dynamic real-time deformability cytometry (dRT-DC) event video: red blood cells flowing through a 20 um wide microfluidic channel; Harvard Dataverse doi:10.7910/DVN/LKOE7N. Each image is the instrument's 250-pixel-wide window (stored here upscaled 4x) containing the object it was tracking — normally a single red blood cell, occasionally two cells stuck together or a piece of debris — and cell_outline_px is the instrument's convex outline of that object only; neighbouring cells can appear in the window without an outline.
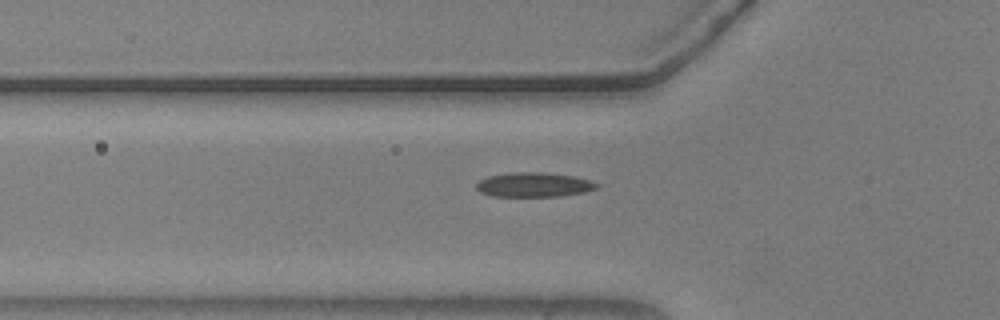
{"species": "common noctule bat (a hibernating species)", "species_latin": "Nyctalus noctula", "temperature_condition": "warm", "stored_images_in_passage": 13, "camera_frame_rate_fps": 3000, "um_per_image_px": 0.085, "animal": {"sex": "male", "body_mass_g": 20.5, "forearm_length_mm": 52.5}, "frame": {"image": 1, "passage_image": 7, "time_ms": 2.0, "image_size_px": [1000, 320], "cell_outline_px": [[600, 188], [584, 192], [560, 196], [492, 196], [480, 192], [476, 188], [476, 184], [480, 180], [488, 176], [516, 172], [544, 172], [576, 176], [592, 180], [600, 184]], "centroid_in_image_um": [45.45, 15.7], "position_along_channel_um": 80.4, "area_um2": 17.34}}